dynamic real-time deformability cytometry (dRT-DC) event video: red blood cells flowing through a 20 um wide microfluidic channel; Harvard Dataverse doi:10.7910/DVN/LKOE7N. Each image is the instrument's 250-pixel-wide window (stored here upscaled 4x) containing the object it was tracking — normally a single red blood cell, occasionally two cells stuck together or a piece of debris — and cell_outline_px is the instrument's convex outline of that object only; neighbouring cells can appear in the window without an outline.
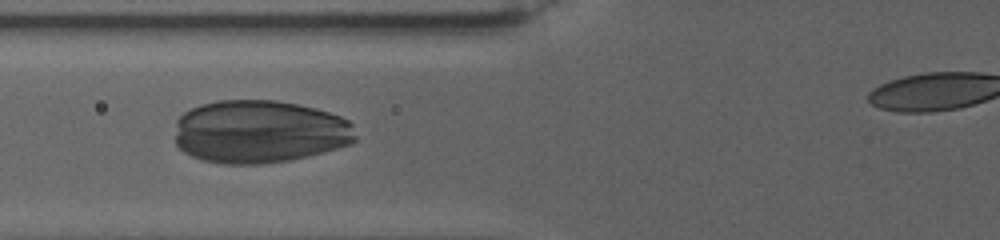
{"species": "human", "species_latin": "Homo sapiens", "temperature_condition": "warm", "stored_images_in_passage": 65, "camera_frame_rate_fps": 3000, "um_per_image_px": 0.085, "donor": {"sex": "female"}, "frame": {"image": 1, "passage_image": 21, "time_ms": 5.667, "image_size_px": [1000, 240], "cell_outline_px": [[356, 140], [348, 144], [324, 152], [292, 160], [264, 164], [224, 164], [204, 160], [192, 156], [184, 152], [176, 144], [176, 120], [184, 112], [200, 104], [216, 100], [276, 100], [316, 108], [340, 116], [348, 120], [352, 124], [356, 136]], "centroid_in_image_um": [22.05, 11.19], "position_along_channel_um": 103.8, "area_um2": 66.76}}
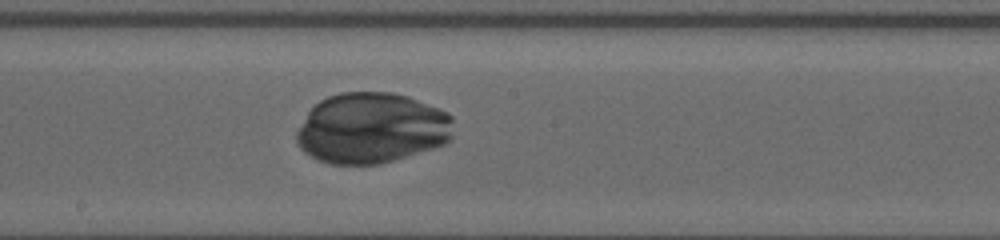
{"frame": {"image": 2, "passage_image": 35, "time_ms": 10.0, "image_size_px": [1000, 240], "cell_outline_px": [[452, 136], [444, 144], [432, 148], [380, 164], [328, 164], [316, 160], [304, 152], [300, 148], [296, 140], [296, 132], [308, 112], [320, 100], [328, 96], [340, 92], [392, 92], [408, 96], [448, 112], [452, 116]], "centroid_in_image_um": [31.57, 10.89], "position_along_channel_um": 216.6, "area_um2": 64.68}}
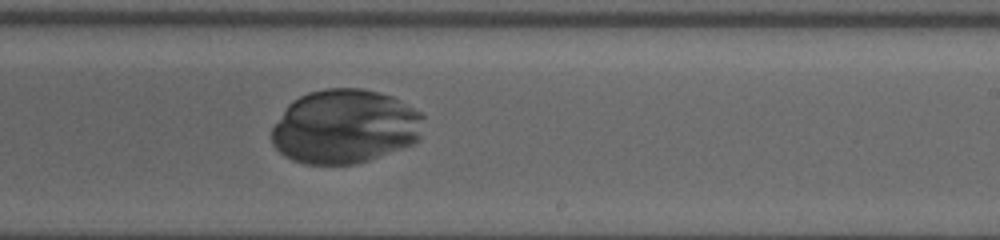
{"frame": {"image": 3, "passage_image": 41, "time_ms": 11.667, "image_size_px": [1000, 240], "cell_outline_px": [[424, 116], [420, 136], [412, 144], [368, 160], [356, 164], [304, 164], [292, 160], [284, 156], [272, 144], [272, 128], [288, 104], [292, 100], [308, 92], [324, 88], [364, 88], [392, 96], [420, 112]], "centroid_in_image_um": [29.3, 10.75], "position_along_channel_um": 259.7, "area_um2": 65.66}}